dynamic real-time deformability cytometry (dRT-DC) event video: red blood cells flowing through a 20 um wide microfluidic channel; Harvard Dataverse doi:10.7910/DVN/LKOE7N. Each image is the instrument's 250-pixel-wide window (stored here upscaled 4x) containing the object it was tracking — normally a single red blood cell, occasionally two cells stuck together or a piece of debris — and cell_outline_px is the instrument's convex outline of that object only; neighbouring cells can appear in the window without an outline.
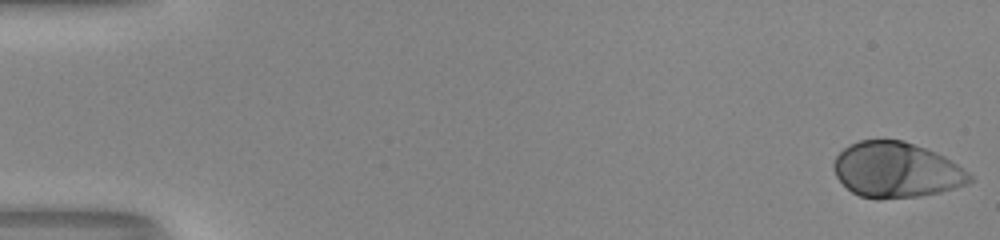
{"species": "human", "species_latin": "Homo sapiens", "temperature_condition": "room temperature", "stored_images_in_passage": 53, "camera_frame_rate_fps": 3000, "um_per_image_px": 0.085, "donor": {"sex": "male"}, "frame": {"image": 1, "passage_image": 1, "time_ms": 0.0, "image_size_px": [1000, 240], "cell_outline_px": [[972, 180], [968, 184], [956, 188], [940, 192], [920, 196], [876, 200], [860, 196], [852, 192], [836, 176], [832, 168], [832, 164], [836, 156], [848, 144], [860, 140], [904, 140], [936, 152], [944, 156], [968, 172], [972, 176]], "centroid_in_image_um": [76.17, 14.45], "position_along_channel_um": 8.8, "area_um2": 44.1}}
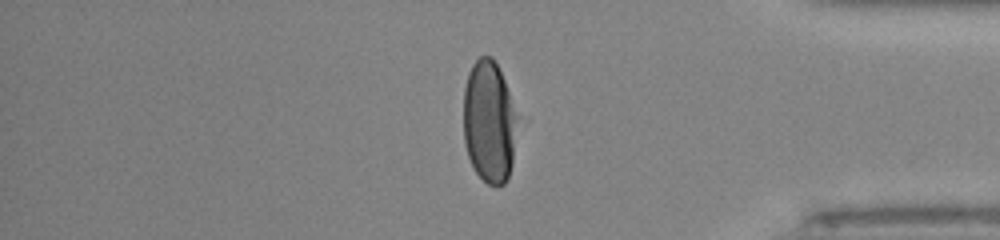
{"frame": {"image": 2, "passage_image": 45, "time_ms": 14.667, "image_size_px": [1000, 240], "cell_outline_px": [[516, 116], [512, 164], [508, 176], [504, 184], [496, 188], [488, 184], [476, 172], [468, 156], [464, 144], [464, 88], [468, 72], [472, 64], [480, 56], [492, 56], [504, 80]], "centroid_in_image_um": [41.54, 10.37], "position_along_channel_um": 393.7, "area_um2": 37.92}}
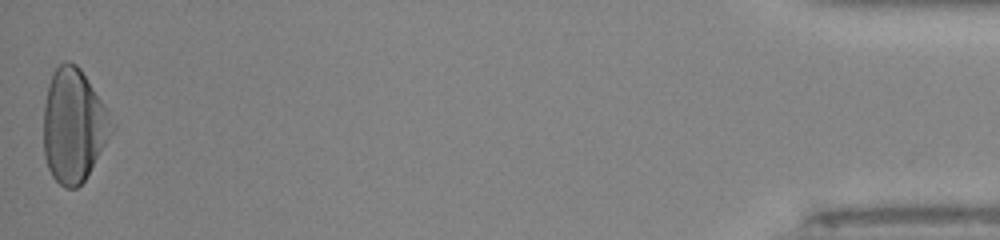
{"frame": {"image": 3, "passage_image": 53, "time_ms": 17.333, "image_size_px": [1000, 240], "cell_outline_px": [[116, 128], [84, 180], [76, 188], [64, 188], [52, 176], [48, 168], [44, 156], [44, 104], [48, 84], [56, 68], [64, 60], [68, 60], [76, 64], [80, 68], [108, 108], [116, 124]], "centroid_in_image_um": [6.29, 10.66], "position_along_channel_um": 428.9, "area_um2": 45.43}, "authors_computed_cell_mechanics": {"area_um2": 43.1766, "velocity_mm_per_s": 3.9707, "shape_relaxation_time_tau1_ms": 2.5656, "shape_relaxation_time_tau2_ms": null, "deformation_change_tau1": 0.1741, "deformation_change_tau2": null}}